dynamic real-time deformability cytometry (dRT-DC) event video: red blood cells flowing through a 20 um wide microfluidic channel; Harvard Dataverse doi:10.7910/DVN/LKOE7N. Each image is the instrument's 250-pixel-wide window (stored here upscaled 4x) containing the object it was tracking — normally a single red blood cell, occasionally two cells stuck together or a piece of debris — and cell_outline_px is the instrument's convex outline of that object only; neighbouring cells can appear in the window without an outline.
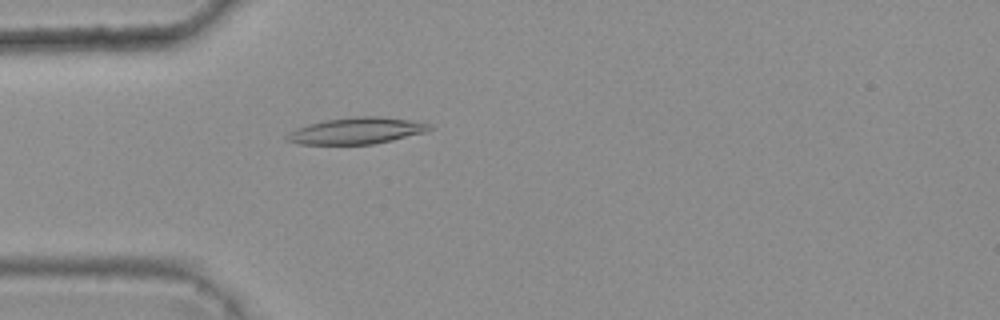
{"species": "common noctule bat (a hibernating species)", "species_latin": "Nyctalus noctula", "temperature_condition": "warm", "stored_images_in_passage": 2, "camera_frame_rate_fps": 3000, "um_per_image_px": 0.085, "animal": {"sex": "female", "body_mass_g": 25.1}, "frame": {"image": 1, "passage_image": 2, "time_ms": 0.333, "image_size_px": [1000, 320], "cell_outline_px": [[436, 128], [424, 132], [392, 140], [372, 144], [296, 144], [284, 140], [284, 136], [296, 128], [308, 124], [324, 120], [356, 116], [376, 116], [408, 120], [432, 124]], "centroid_in_image_um": [30.27, 11.11], "position_along_channel_um": 54.7, "area_um2": 22.02}}